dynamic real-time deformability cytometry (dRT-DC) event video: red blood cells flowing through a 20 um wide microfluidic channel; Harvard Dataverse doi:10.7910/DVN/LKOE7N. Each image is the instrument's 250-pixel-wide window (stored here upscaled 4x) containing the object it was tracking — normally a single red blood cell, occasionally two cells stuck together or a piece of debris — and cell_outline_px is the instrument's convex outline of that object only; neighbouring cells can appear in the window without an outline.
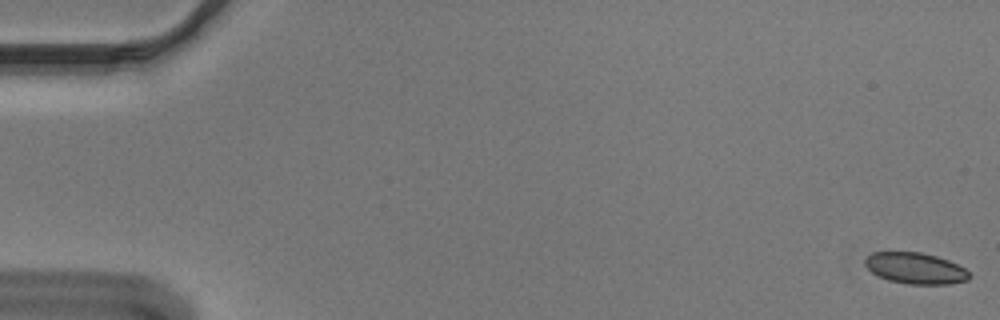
{"species": "Egyptian fruit bat (a non-hibernating species)", "species_latin": "Rousettus aegyptiacus", "temperature_condition": "cold", "stored_images_in_passage": 17, "camera_frame_rate_fps": 3000, "um_per_image_px": 0.085, "animal": {"sex": "male"}, "frame": {"image": 1, "passage_image": 1, "time_ms": 0.0, "image_size_px": [1000, 320], "cell_outline_px": [[972, 276], [968, 280], [948, 284], [908, 284], [888, 280], [872, 272], [864, 264], [864, 260], [872, 252], [920, 252], [936, 256], [948, 260], [964, 268]], "centroid_in_image_um": [77.81, 22.8], "position_along_channel_um": 7.2, "area_um2": 18.84}}
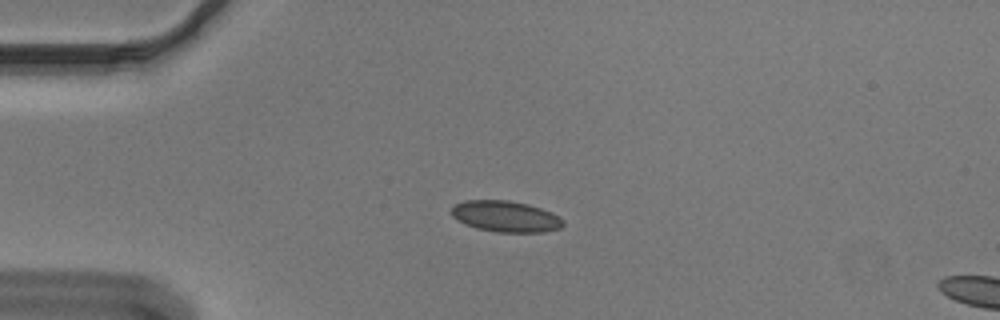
{"frame": {"image": 2, "passage_image": 14, "time_ms": 4.333, "image_size_px": [1000, 320], "cell_outline_px": [[564, 224], [560, 228], [544, 232], [496, 232], [476, 228], [464, 224], [456, 220], [452, 216], [452, 208], [456, 204], [464, 200], [508, 200], [528, 204], [552, 212], [560, 216], [564, 220]], "centroid_in_image_um": [42.99, 18.4], "position_along_channel_um": 42.0, "area_um2": 20.4}}